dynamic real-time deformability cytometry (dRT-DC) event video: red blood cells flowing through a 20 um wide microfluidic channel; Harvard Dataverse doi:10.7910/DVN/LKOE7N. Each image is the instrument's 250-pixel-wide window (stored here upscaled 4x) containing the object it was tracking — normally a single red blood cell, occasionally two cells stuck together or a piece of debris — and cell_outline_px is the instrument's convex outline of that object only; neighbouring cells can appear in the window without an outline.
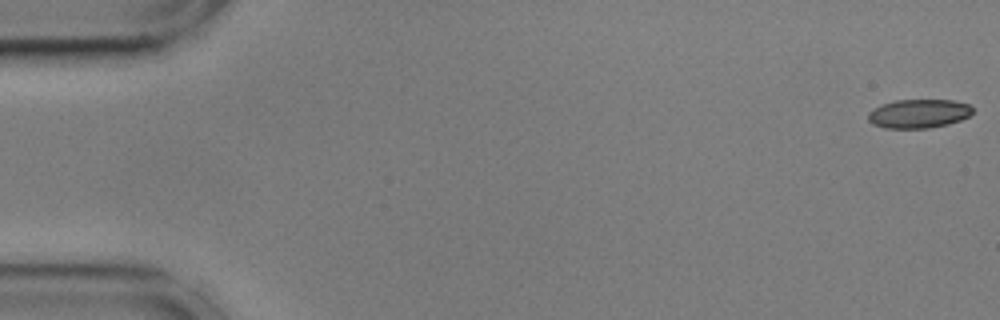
{"species": "common noctule bat (a hibernating species)", "species_latin": "Nyctalus noctula", "temperature_condition": "cold", "stored_images_in_passage": 8, "camera_frame_rate_fps": 3000, "um_per_image_px": 0.085, "animal": {"sex": "male", "body_mass_g": 17.9, "forearm_length_mm": 54.2}, "frame": {"image": 1, "passage_image": 1, "time_ms": 0.0, "image_size_px": [1000, 320], "cell_outline_px": [[972, 112], [968, 116], [960, 120], [948, 124], [928, 128], [884, 128], [872, 124], [868, 120], [868, 112], [884, 104], [896, 100], [952, 100], [968, 104], [972, 108]], "centroid_in_image_um": [78.08, 9.66], "position_along_channel_um": 6.9, "area_um2": 17.4}}